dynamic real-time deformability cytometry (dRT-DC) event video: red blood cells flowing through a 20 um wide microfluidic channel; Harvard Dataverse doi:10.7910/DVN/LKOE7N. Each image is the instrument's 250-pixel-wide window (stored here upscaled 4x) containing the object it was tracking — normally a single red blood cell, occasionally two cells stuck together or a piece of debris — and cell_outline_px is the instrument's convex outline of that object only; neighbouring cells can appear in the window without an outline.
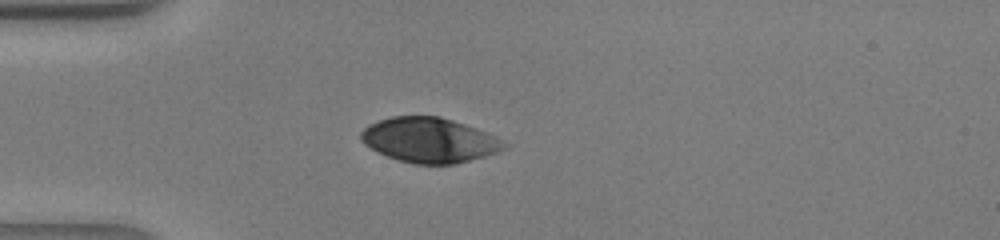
{"species": "human", "species_latin": "Homo sapiens", "temperature_condition": "warm", "stored_images_in_passage": 31, "camera_frame_rate_fps": 3000, "um_per_image_px": 0.085, "donor": {"sex": "male"}, "frame": {"image": 1, "passage_image": 1, "time_ms": 0.0, "image_size_px": [1000, 240], "cell_outline_px": [[504, 148], [496, 152], [484, 156], [456, 164], [416, 164], [400, 160], [388, 156], [364, 144], [360, 140], [360, 132], [368, 124], [392, 116], [440, 116], [476, 128], [496, 136], [504, 144]], "centroid_in_image_um": [36.46, 11.9], "position_along_channel_um": 48.5, "area_um2": 36.99}}
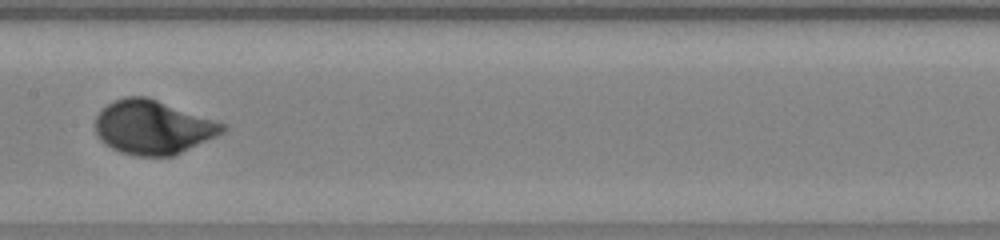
{"frame": {"image": 2, "passage_image": 11, "time_ms": 3.333, "image_size_px": [1000, 240], "cell_outline_px": [[228, 128], [224, 132], [216, 136], [172, 156], [140, 156], [120, 152], [104, 144], [100, 140], [96, 132], [96, 116], [108, 104], [124, 96], [148, 96], [228, 124]], "centroid_in_image_um": [13.03, 10.8], "position_along_channel_um": 194.4, "area_um2": 40.06}}
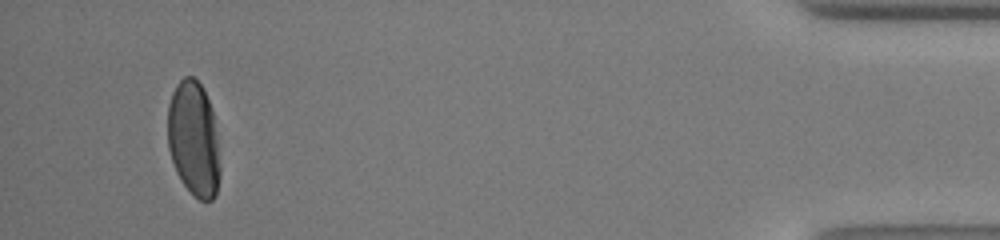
{"frame": {"image": 3, "passage_image": 29, "time_ms": 9.333, "image_size_px": [1000, 240], "cell_outline_px": [[220, 172], [216, 196], [212, 200], [200, 200], [184, 184], [176, 172], [168, 148], [168, 104], [172, 92], [176, 84], [184, 76], [192, 76], [200, 84], [212, 108], [216, 136], [220, 168]], "centroid_in_image_um": [16.45, 11.8], "position_along_channel_um": 418.7, "area_um2": 34.85}}